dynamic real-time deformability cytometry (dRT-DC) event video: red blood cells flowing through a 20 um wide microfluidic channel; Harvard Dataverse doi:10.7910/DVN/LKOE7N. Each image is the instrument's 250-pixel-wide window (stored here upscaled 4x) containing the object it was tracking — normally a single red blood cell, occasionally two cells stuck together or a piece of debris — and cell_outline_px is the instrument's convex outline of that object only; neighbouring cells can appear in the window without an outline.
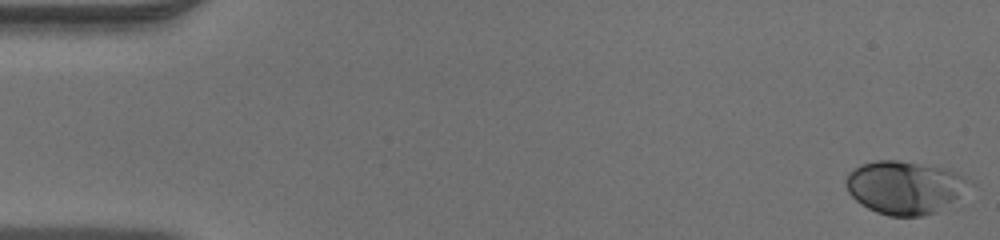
{"species": "human", "species_latin": "Homo sapiens", "temperature_condition": "warm", "stored_images_in_passage": 49, "segment_of_instrument_passage": [1, 2], "camera_frame_rate_fps": 3000, "um_per_image_px": 0.085, "donor": {"sex": "male"}, "frame": {"image": 1, "passage_image": 1, "time_ms": 0.0, "image_size_px": [1000, 240], "cell_outline_px": [[976, 184], [936, 212], [924, 216], [888, 216], [876, 212], [860, 204], [848, 192], [844, 180], [848, 172], [860, 164], [876, 160], [896, 160], [940, 168], [956, 172], [972, 180]], "centroid_in_image_um": [76.89, 15.93], "position_along_channel_um": 8.1, "area_um2": 38.21}}
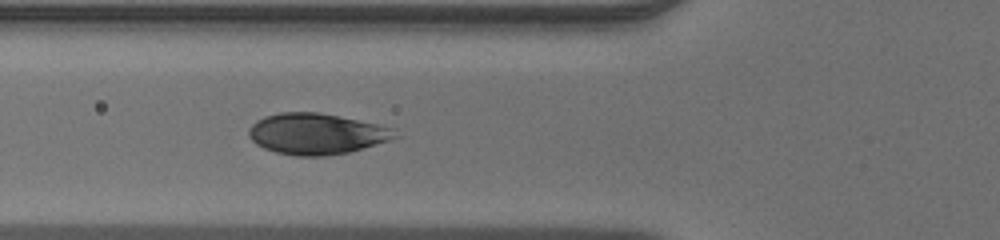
{"frame": {"image": 2, "passage_image": 18, "time_ms": 5.667, "image_size_px": [1000, 240], "cell_outline_px": [[400, 136], [376, 144], [348, 152], [324, 156], [296, 156], [276, 152], [264, 148], [256, 144], [248, 136], [248, 128], [256, 120], [264, 116], [280, 112], [320, 112], [380, 124], [392, 128]], "centroid_in_image_um": [26.87, 11.36], "position_along_channel_um": 98.9, "area_um2": 35.03}}
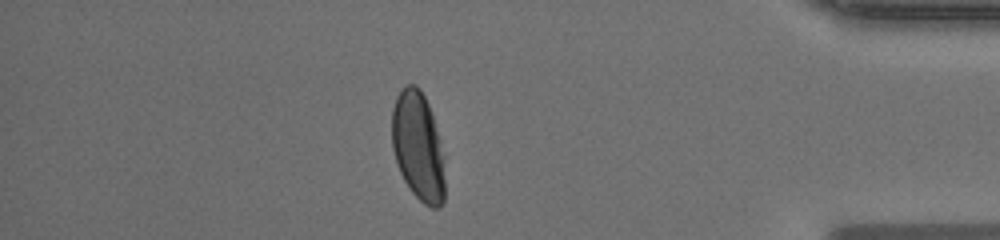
{"frame": {"image": 3, "passage_image": 42, "time_ms": 13.667, "image_size_px": [1000, 240], "cell_outline_px": [[444, 204], [440, 208], [432, 208], [424, 204], [412, 192], [404, 180], [396, 164], [392, 148], [392, 108], [396, 96], [404, 84], [416, 84], [420, 88], [428, 104], [440, 140], [444, 156]], "centroid_in_image_um": [35.53, 12.44], "position_along_channel_um": 399.7, "area_um2": 33.93}}